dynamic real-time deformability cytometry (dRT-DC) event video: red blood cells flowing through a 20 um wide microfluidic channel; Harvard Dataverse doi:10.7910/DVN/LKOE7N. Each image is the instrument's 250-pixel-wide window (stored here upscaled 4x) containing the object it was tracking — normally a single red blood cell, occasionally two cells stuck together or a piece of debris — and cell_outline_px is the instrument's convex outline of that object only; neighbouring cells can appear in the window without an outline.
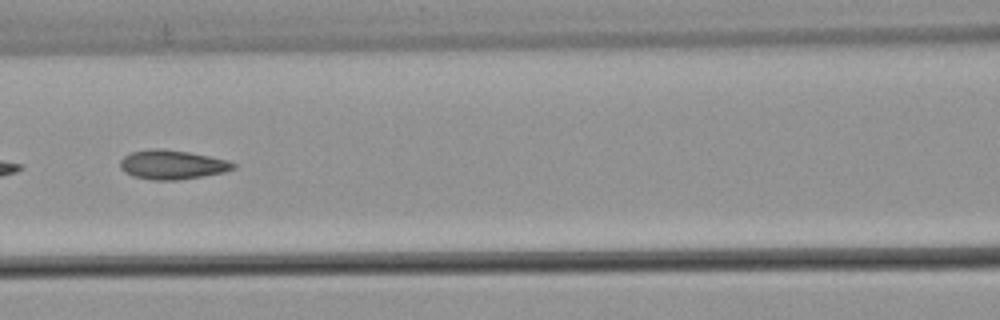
{"species": "common noctule bat (a hibernating species)", "species_latin": "Nyctalus noctula", "temperature_condition": "warm", "stored_images_in_passage": 6, "camera_frame_rate_fps": 3000, "um_per_image_px": 0.085, "animal": {"sex": "male", "body_mass_g": 21.5, "forearm_length_mm": 52.0}, "frame": {"image": 1, "passage_image": 6, "time_ms": 1.667, "image_size_px": [1000, 320], "cell_outline_px": [[236, 168], [224, 172], [204, 176], [176, 180], [152, 180], [132, 176], [124, 172], [120, 168], [120, 160], [124, 156], [132, 152], [156, 148], [160, 148], [188, 152], [228, 160], [236, 164]], "centroid_in_image_um": [14.63, 14.0], "position_along_channel_um": 152.0, "area_um2": 19.25}}